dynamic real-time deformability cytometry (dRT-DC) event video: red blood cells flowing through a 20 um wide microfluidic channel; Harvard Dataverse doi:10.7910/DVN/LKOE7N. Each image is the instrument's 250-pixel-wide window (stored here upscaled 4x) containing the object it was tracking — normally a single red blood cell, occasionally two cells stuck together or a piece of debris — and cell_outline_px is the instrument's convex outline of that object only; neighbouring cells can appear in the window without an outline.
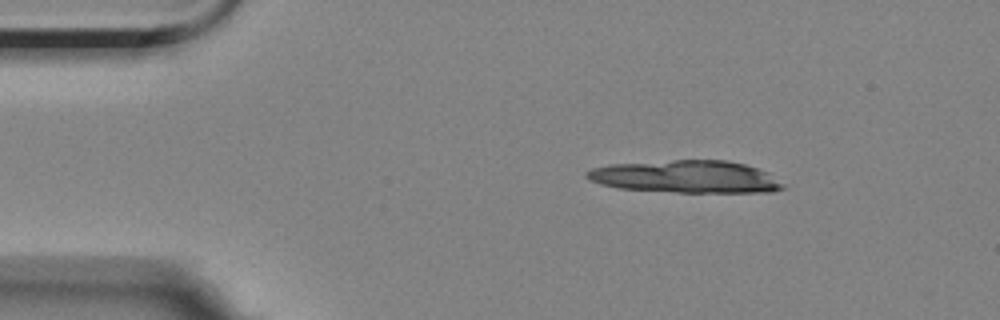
{"species": "Egyptian fruit bat (a non-hibernating species)", "species_latin": "Rousettus aegyptiacus", "temperature_condition": "room temperature", "stored_images_in_passage": 12, "camera_frame_rate_fps": 3000, "um_per_image_px": 0.085, "animal": {"sex": "female"}, "frame": {"image": 1, "passage_image": 1, "time_ms": 0.0, "image_size_px": [1000, 320], "cell_outline_px": [[784, 188], [772, 192], [676, 192], [616, 188], [600, 184], [588, 180], [584, 176], [584, 172], [592, 168], [608, 164], [672, 160], [728, 160], [744, 164], [768, 172], [784, 184]], "centroid_in_image_um": [58.26, 15.02], "position_along_channel_um": 26.7, "area_um2": 37.34}}
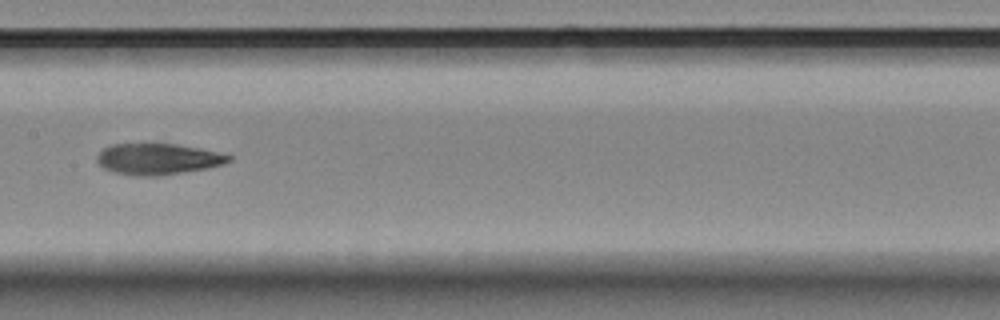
{"frame": {"image": 2, "passage_image": 6, "time_ms": 6.667, "image_size_px": [1000, 320], "cell_outline_px": [[232, 160], [224, 164], [204, 168], [156, 176], [136, 176], [116, 172], [104, 168], [96, 160], [96, 156], [104, 148], [112, 144], [176, 144], [200, 148], [232, 156]], "centroid_in_image_um": [13.41, 13.51], "position_along_channel_um": 194.0, "area_um2": 23.52}}
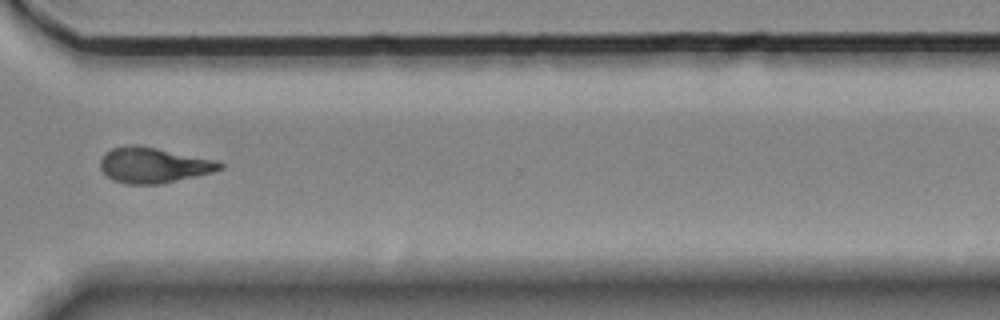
{"frame": {"image": 3, "passage_image": 10, "time_ms": 11.333, "image_size_px": [1000, 320], "cell_outline_px": [[224, 168], [212, 172], [160, 184], [128, 184], [112, 180], [100, 168], [100, 160], [112, 148], [136, 144], [216, 160], [224, 164]], "centroid_in_image_um": [13.06, 14.04], "position_along_channel_um": 357.5, "area_um2": 24.39}, "authors_computed_cell_mechanics": {"area_um2": 24.2182, "velocity_mm_per_s": 3.5197, "shape_relaxation_time_tau1_ms": 8.8306, "shape_relaxation_time_tau2_ms": 3.3829, "deformation_change_tau1": 0.2008, "deformation_change_tau2": 0.1049}}